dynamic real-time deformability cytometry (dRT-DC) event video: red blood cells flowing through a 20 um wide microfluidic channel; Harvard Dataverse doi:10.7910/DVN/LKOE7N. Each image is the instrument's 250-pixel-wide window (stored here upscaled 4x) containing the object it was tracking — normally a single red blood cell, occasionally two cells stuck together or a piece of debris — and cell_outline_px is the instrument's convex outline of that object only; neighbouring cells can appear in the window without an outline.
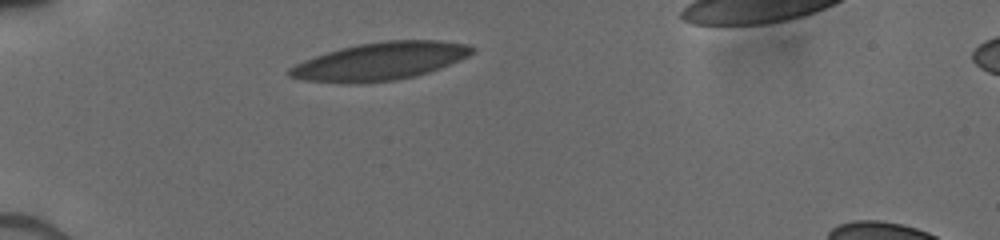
{"species": "human", "species_latin": "Homo sapiens", "temperature_condition": "cold", "stored_images_in_passage": 15, "camera_frame_rate_fps": 3000, "um_per_image_px": 0.085, "donor": {"sex": "male"}, "frame": {"image": 1, "passage_image": 1, "time_ms": 0.0, "image_size_px": [1000, 240], "cell_outline_px": [[472, 52], [468, 56], [428, 72], [416, 76], [392, 80], [356, 84], [304, 80], [288, 76], [288, 68], [304, 60], [340, 48], [360, 44], [384, 40], [436, 40], [468, 44], [472, 48]], "centroid_in_image_um": [32.27, 5.21], "position_along_channel_um": 52.7, "area_um2": 39.71}}
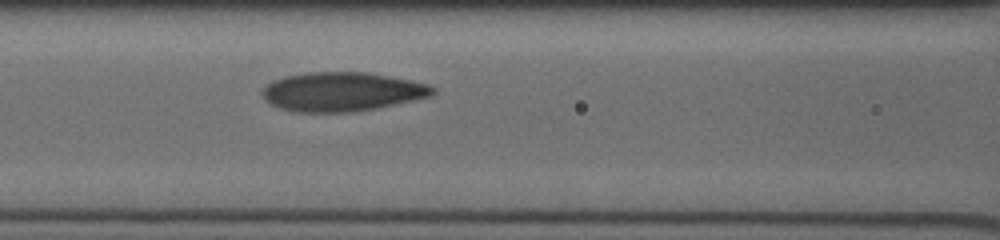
{"frame": {"image": 2, "passage_image": 11, "time_ms": 2.667, "image_size_px": [1000, 240], "cell_outline_px": [[436, 92], [432, 96], [376, 108], [352, 112], [292, 112], [280, 108], [264, 100], [260, 92], [272, 80], [284, 76], [308, 72], [368, 72], [428, 84], [436, 88]], "centroid_in_image_um": [29.04, 7.8], "position_along_channel_um": 137.6, "area_um2": 38.9}}
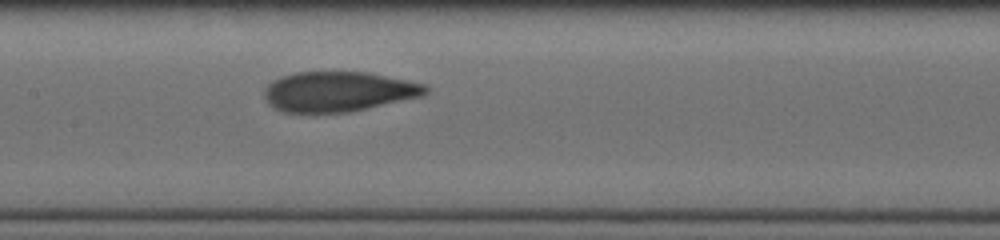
{"frame": {"image": 3, "passage_image": 15, "time_ms": 3.667, "image_size_px": [1000, 240], "cell_outline_px": [[428, 92], [420, 96], [348, 112], [284, 112], [268, 104], [264, 96], [264, 88], [272, 80], [280, 76], [296, 72], [368, 72], [424, 84], [428, 88]], "centroid_in_image_um": [28.7, 7.77], "position_along_channel_um": 178.7, "area_um2": 37.28}}